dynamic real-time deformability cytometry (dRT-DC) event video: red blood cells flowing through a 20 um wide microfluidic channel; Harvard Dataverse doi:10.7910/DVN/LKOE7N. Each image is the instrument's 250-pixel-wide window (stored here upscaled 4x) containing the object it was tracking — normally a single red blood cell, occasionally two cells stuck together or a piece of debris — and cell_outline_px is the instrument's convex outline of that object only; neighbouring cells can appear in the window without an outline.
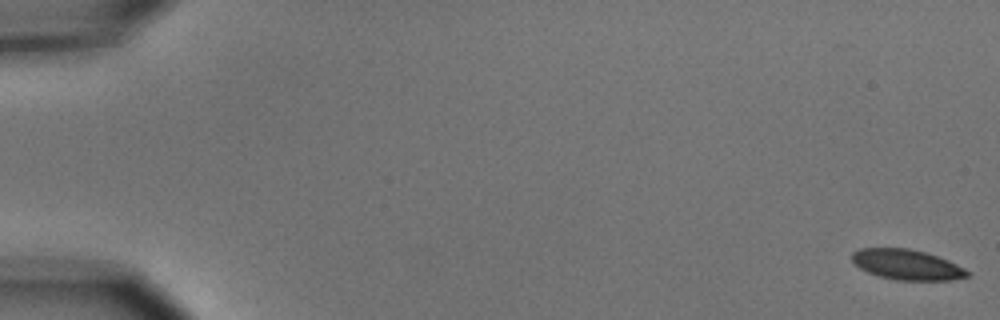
{"species": "common noctule bat (a hibernating species)", "species_latin": "Nyctalus noctula", "temperature_condition": "cold", "stored_images_in_passage": 7, "camera_frame_rate_fps": 3000, "um_per_image_px": 0.085, "animal": {"sex": "male", "body_mass_g": 15.6}, "frame": {"image": 1, "passage_image": 1, "time_ms": 0.0, "image_size_px": [1000, 320], "cell_outline_px": [[972, 272], [968, 276], [948, 280], [896, 280], [880, 276], [868, 272], [860, 268], [852, 260], [852, 252], [860, 248], [908, 248], [924, 252], [948, 260]], "centroid_in_image_um": [77.09, 22.49], "position_along_channel_um": 7.9, "area_um2": 20.17}}
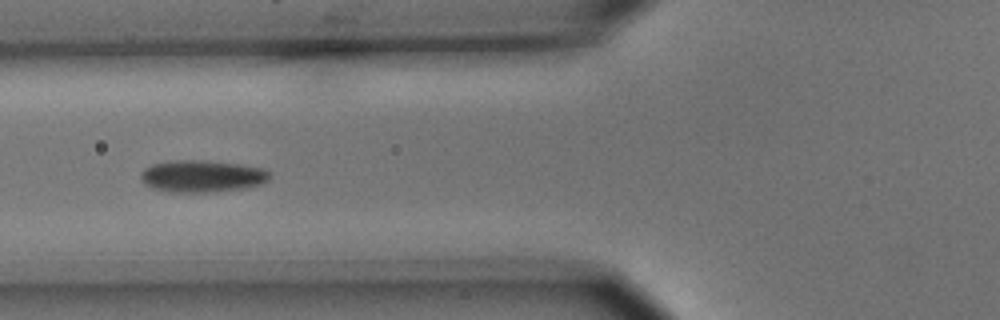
{"frame": {"image": 2, "passage_image": 7, "time_ms": 7.0, "image_size_px": [1000, 320], "cell_outline_px": [[272, 176], [268, 180], [260, 184], [248, 188], [212, 192], [168, 192], [152, 188], [144, 184], [140, 176], [140, 172], [144, 168], [152, 164], [168, 160], [208, 160], [240, 164], [264, 168]], "centroid_in_image_um": [17.16, 14.97], "position_along_channel_um": 108.6, "area_um2": 24.51}}